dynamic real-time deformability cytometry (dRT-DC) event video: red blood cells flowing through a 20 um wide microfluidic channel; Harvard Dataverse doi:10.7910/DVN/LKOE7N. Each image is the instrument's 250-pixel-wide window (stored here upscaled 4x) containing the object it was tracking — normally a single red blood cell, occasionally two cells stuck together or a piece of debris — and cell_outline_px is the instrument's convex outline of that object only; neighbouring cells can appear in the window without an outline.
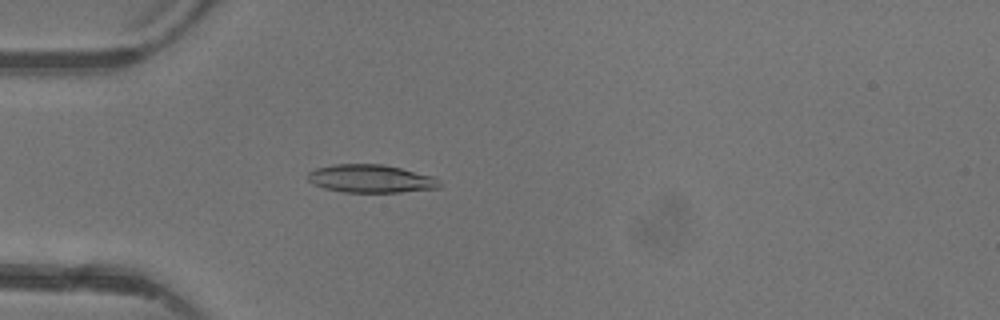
{"species": "common noctule bat (a hibernating species)", "species_latin": "Nyctalus noctula", "temperature_condition": "warm", "stored_images_in_passage": 4, "camera_frame_rate_fps": 3000, "um_per_image_px": 0.085, "animal": {"sex": "female"}, "frame": {"image": 1, "passage_image": 4, "time_ms": 3.667, "image_size_px": [1000, 320], "cell_outline_px": [[440, 188], [400, 192], [344, 192], [324, 188], [312, 184], [308, 180], [308, 172], [316, 168], [332, 164], [380, 164], [400, 168], [432, 176], [440, 180]], "centroid_in_image_um": [31.5, 15.19], "position_along_channel_um": 53.5, "area_um2": 21.5}}